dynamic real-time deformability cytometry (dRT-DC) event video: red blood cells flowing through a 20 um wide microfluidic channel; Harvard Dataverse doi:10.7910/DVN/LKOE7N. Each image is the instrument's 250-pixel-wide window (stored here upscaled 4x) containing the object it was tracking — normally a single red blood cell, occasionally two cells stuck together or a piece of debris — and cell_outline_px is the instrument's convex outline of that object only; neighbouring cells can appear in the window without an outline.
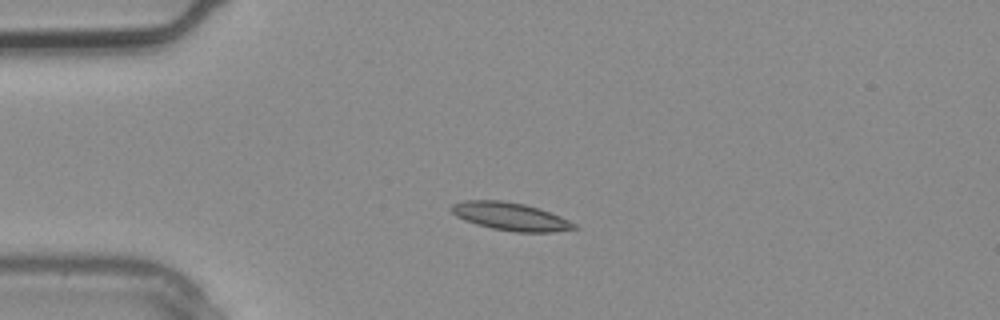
{"species": "common noctule bat (a hibernating species)", "species_latin": "Nyctalus noctula", "temperature_condition": "warm", "stored_images_in_passage": 2, "camera_frame_rate_fps": 3000, "um_per_image_px": 0.085, "animal": {"sex": "male", "body_mass_g": 20.4}, "frame": {"image": 1, "passage_image": 2, "time_ms": 0.333, "image_size_px": [1000, 320], "cell_outline_px": [[580, 228], [552, 232], [516, 232], [492, 228], [476, 224], [464, 220], [456, 216], [452, 212], [452, 204], [464, 200], [500, 200], [524, 204], [540, 208], [560, 216], [576, 224]], "centroid_in_image_um": [43.41, 18.4], "position_along_channel_um": 41.6, "area_um2": 19.94}}